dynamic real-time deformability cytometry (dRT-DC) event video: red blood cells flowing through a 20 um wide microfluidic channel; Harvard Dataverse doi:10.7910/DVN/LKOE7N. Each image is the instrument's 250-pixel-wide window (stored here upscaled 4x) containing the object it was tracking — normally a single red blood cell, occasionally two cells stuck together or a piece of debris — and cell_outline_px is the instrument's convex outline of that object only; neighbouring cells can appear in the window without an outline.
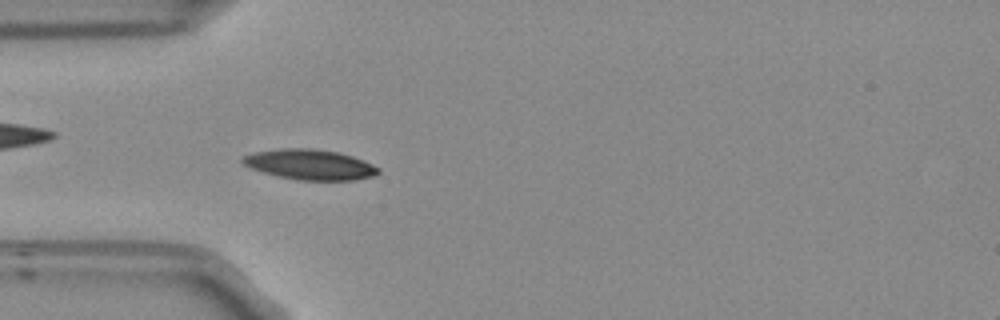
{"species": "Egyptian fruit bat (a non-hibernating species)", "species_latin": "Rousettus aegyptiacus", "temperature_condition": "room temperature", "stored_images_in_passage": 46, "camera_frame_rate_fps": 3000, "um_per_image_px": 0.085, "frame": {"image": 1, "passage_image": 8, "time_ms": 2.333, "image_size_px": [1000, 320], "cell_outline_px": [[380, 172], [376, 176], [356, 180], [296, 180], [264, 172], [252, 168], [244, 164], [240, 160], [240, 156], [256, 152], [280, 148], [312, 148], [336, 152], [352, 156], [364, 160], [380, 168]], "centroid_in_image_um": [26.37, 13.99], "position_along_channel_um": 58.6, "area_um2": 23.99}}
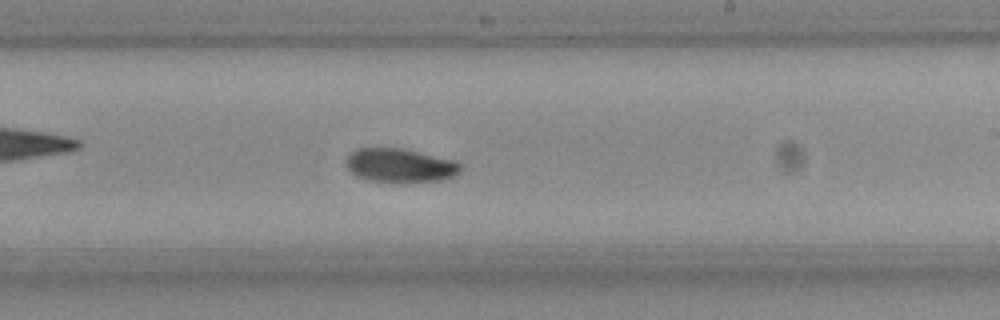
{"frame": {"image": 2, "passage_image": 24, "time_ms": 7.667, "image_size_px": [1000, 320], "cell_outline_px": [[460, 172], [452, 176], [440, 180], [404, 184], [368, 180], [356, 176], [344, 164], [344, 160], [356, 148], [404, 148], [452, 160], [460, 164]], "centroid_in_image_um": [33.96, 14.08], "position_along_channel_um": 255.0, "area_um2": 22.89}}
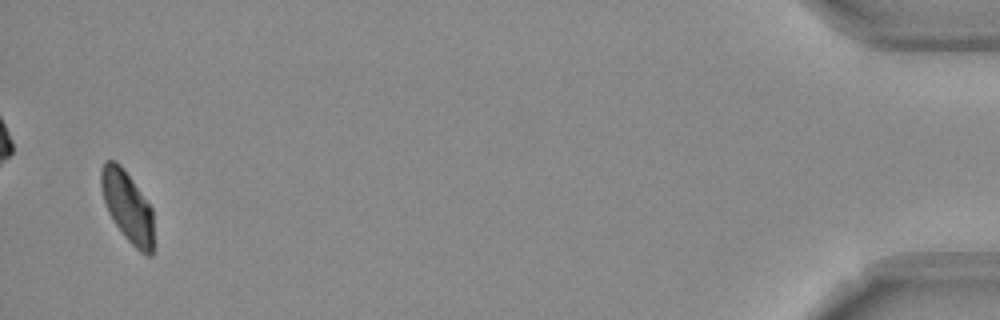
{"frame": {"image": 3, "passage_image": 45, "time_ms": 14.667, "image_size_px": [1000, 320], "cell_outline_px": [[152, 252], [148, 256], [140, 252], [124, 236], [112, 220], [108, 212], [100, 188], [100, 172], [104, 160], [116, 160], [120, 164], [132, 180], [152, 208]], "centroid_in_image_um": [10.79, 17.52], "position_along_channel_um": 424.4, "area_um2": 21.5}, "authors_computed_cell_mechanics": {"area_um2": 22.7443, "velocity_mm_per_s": 3.7144, "shape_relaxation_time_tau1_ms": 3.2145, "shape_relaxation_time_tau2_ms": 8.9874, "deformation_change_tau1": 0.104, "deformation_change_tau2": 0.1037}}